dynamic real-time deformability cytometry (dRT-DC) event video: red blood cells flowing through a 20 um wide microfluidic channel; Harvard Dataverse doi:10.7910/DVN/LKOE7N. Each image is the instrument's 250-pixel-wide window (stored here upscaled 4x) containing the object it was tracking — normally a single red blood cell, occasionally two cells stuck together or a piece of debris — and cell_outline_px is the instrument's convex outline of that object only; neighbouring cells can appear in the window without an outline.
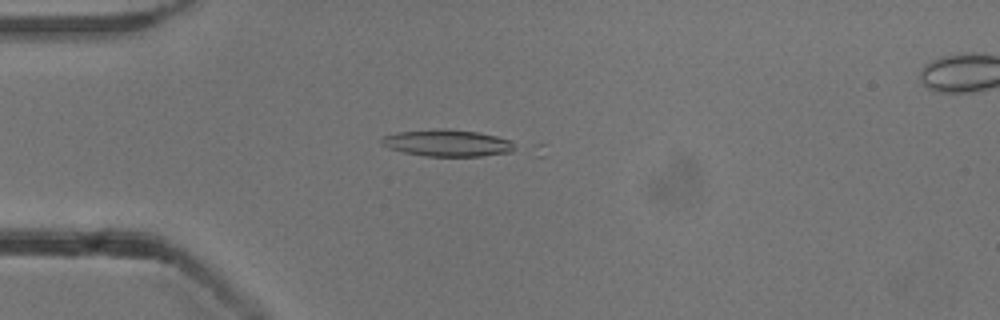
{"species": "common noctule bat (a hibernating species)", "species_latin": "Nyctalus noctula", "temperature_condition": "cold", "stored_images_in_passage": 14, "camera_frame_rate_fps": 3000, "um_per_image_px": 0.085, "animal": {"sex": "male", "body_mass_g": 13.3}, "frame": {"image": 1, "passage_image": 13, "time_ms": 4.0, "image_size_px": [1000, 320], "cell_outline_px": [[512, 152], [480, 156], [424, 156], [404, 152], [388, 148], [380, 144], [380, 140], [384, 136], [396, 132], [440, 128], [480, 132], [496, 136], [508, 140], [512, 144]], "centroid_in_image_um": [37.95, 12.15], "position_along_channel_um": 47.0, "area_um2": 20.69}}